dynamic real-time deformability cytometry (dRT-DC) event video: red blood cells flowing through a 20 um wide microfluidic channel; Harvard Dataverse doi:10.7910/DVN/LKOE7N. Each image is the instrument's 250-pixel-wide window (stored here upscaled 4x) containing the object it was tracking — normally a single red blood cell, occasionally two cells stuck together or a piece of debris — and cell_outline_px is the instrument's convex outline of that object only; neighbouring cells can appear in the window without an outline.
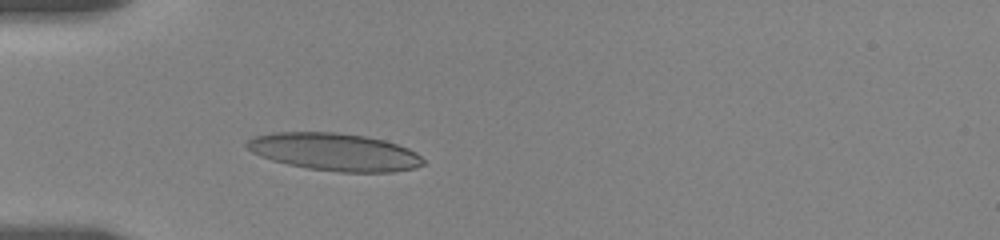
{"species": "human", "species_latin": "Homo sapiens", "temperature_condition": "room temperature", "stored_images_in_passage": 53, "camera_frame_rate_fps": 3000, "um_per_image_px": 0.085, "donor": {"sex": "female"}, "frame": {"image": 1, "passage_image": 15, "time_ms": 4.333, "image_size_px": [1000, 240], "cell_outline_px": [[424, 164], [416, 168], [392, 172], [340, 172], [308, 168], [288, 164], [272, 160], [260, 156], [252, 152], [244, 144], [252, 136], [272, 132], [336, 132], [364, 136], [384, 140], [408, 148], [416, 152], [424, 160]], "centroid_in_image_um": [28.42, 12.91], "position_along_channel_um": 56.6, "area_um2": 38.67}}
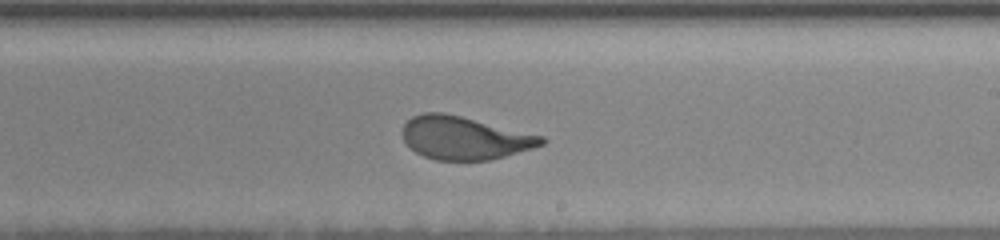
{"frame": {"image": 2, "passage_image": 35, "time_ms": 10.0, "image_size_px": [1000, 240], "cell_outline_px": [[548, 140], [544, 144], [532, 148], [504, 156], [488, 160], [436, 160], [424, 156], [416, 152], [404, 140], [400, 132], [404, 124], [412, 116], [424, 112], [440, 112], [460, 116], [544, 136]], "centroid_in_image_um": [39.46, 11.72], "position_along_channel_um": 249.5, "area_um2": 34.68}}
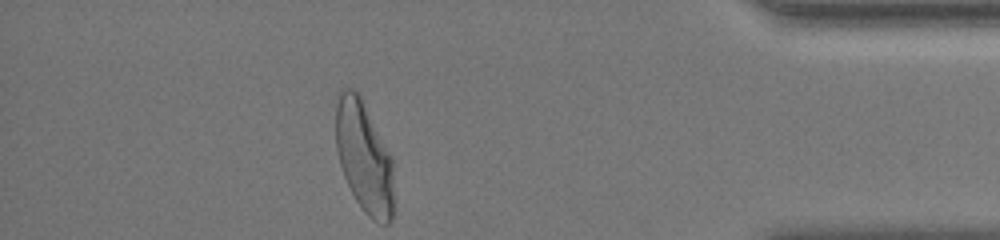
{"frame": {"image": 3, "passage_image": 53, "time_ms": 15.333, "image_size_px": [1000, 240], "cell_outline_px": [[392, 220], [388, 224], [384, 224], [372, 220], [364, 212], [356, 200], [344, 176], [340, 164], [336, 148], [336, 92], [340, 88], [352, 88], [360, 96], [392, 160]], "centroid_in_image_um": [30.9, 13.34], "position_along_channel_um": 404.3, "area_um2": 37.11}, "authors_computed_cell_mechanics": {"area_um2": 35.6626, "velocity_mm_per_s": 3.5546, "shape_relaxation_time_tau1_ms": 3.4672, "shape_relaxation_time_tau2_ms": null, "deformation_change_tau1": 0.1919, "deformation_change_tau2": null}}